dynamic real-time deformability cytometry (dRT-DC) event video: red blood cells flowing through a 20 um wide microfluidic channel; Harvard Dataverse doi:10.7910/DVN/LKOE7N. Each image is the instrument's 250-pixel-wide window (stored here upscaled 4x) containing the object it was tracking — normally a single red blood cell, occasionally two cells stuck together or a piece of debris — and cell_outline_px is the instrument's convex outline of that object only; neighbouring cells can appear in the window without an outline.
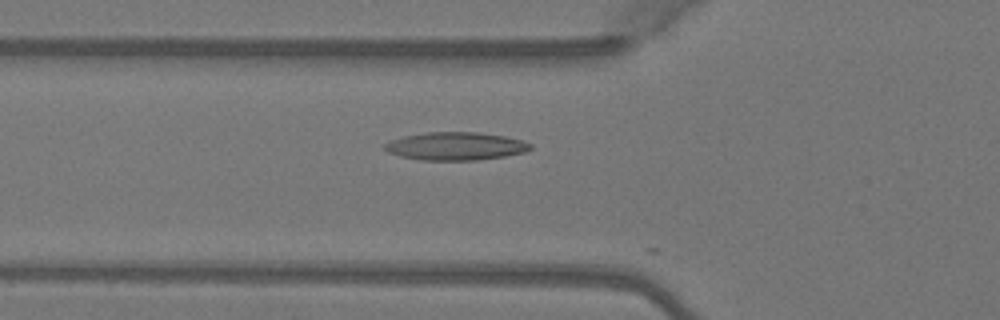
{"species": "Egyptian fruit bat (a non-hibernating species)", "species_latin": "Rousettus aegyptiacus", "temperature_condition": "warm", "stored_images_in_passage": 4, "camera_frame_rate_fps": 3000, "um_per_image_px": 0.085, "animal": {"sex": "female"}, "frame": {"image": 1, "passage_image": 4, "time_ms": 1.0, "image_size_px": [1000, 320], "cell_outline_px": [[532, 148], [524, 152], [504, 156], [476, 160], [420, 160], [400, 156], [388, 152], [384, 148], [384, 144], [392, 140], [404, 136], [424, 132], [476, 132], [504, 136], [520, 140], [532, 144]], "centroid_in_image_um": [38.71, 12.42], "position_along_channel_um": 87.1, "area_um2": 23.64}}